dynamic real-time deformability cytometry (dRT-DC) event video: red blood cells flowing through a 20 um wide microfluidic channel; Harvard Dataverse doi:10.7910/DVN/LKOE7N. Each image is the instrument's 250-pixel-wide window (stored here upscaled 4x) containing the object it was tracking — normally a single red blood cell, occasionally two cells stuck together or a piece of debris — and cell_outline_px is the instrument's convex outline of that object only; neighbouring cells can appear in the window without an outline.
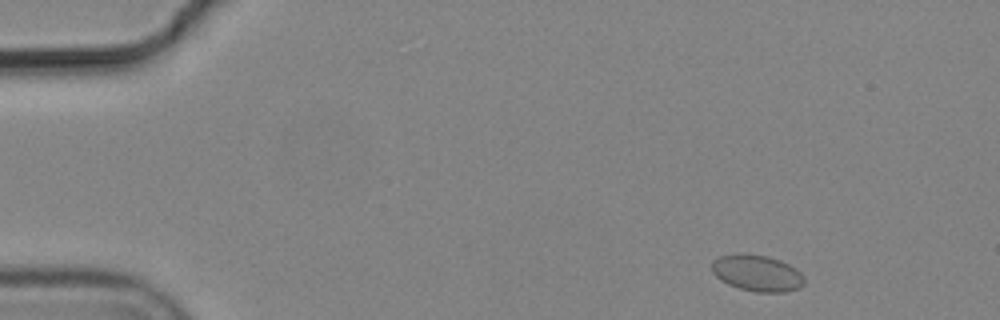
{"species": "common noctule bat (a hibernating species)", "species_latin": "Nyctalus noctula", "temperature_condition": "cold", "stored_images_in_passage": 3, "camera_frame_rate_fps": 3000, "um_per_image_px": 0.085, "animal": {"sex": "male", "body_mass_g": 19.2, "forearm_length_mm": 51.8}, "frame": {"image": 1, "passage_image": 1, "time_ms": 0.0, "image_size_px": [1000, 320], "cell_outline_px": [[804, 284], [796, 288], [784, 292], [756, 292], [740, 288], [728, 284], [720, 280], [712, 272], [712, 260], [720, 256], [740, 252], [744, 252], [768, 256], [780, 260], [796, 268], [804, 276]], "centroid_in_image_um": [64.33, 23.19], "position_along_channel_um": 20.7, "area_um2": 19.77}}
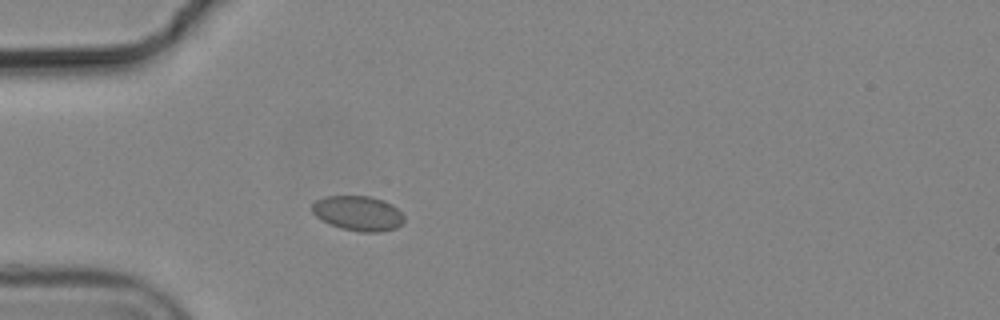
{"frame": {"image": 2, "passage_image": 3, "time_ms": 0.667, "image_size_px": [1000, 320], "cell_outline_px": [[404, 220], [396, 228], [380, 232], [360, 232], [340, 228], [316, 216], [312, 212], [312, 204], [316, 200], [324, 196], [372, 196], [384, 200], [392, 204], [404, 216]], "centroid_in_image_um": [30.45, 18.12], "position_along_channel_um": 54.6, "area_um2": 18.67}}